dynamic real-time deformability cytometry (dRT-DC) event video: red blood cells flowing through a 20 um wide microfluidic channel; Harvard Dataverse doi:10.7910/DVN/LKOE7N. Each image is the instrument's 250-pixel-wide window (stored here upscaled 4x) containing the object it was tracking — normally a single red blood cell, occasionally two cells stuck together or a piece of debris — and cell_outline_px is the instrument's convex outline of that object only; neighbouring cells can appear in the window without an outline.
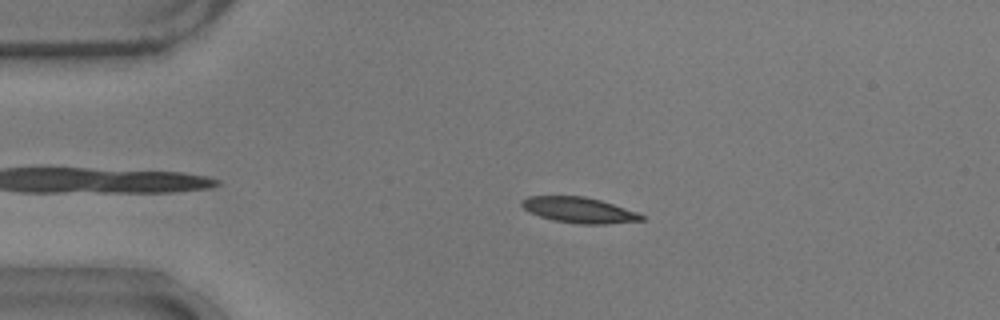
{"species": "common noctule bat (a hibernating species)", "species_latin": "Nyctalus noctula", "temperature_condition": "warm", "stored_images_in_passage": 48, "camera_frame_rate_fps": 3000, "um_per_image_px": 0.085, "animal": {"sex": "male", "body_mass_g": 17.9}, "frame": {"image": 1, "passage_image": 11, "time_ms": 3.333, "image_size_px": [1000, 320], "cell_outline_px": [[644, 220], [608, 224], [580, 224], [556, 220], [540, 216], [528, 212], [520, 204], [520, 200], [528, 196], [584, 196], [600, 200], [636, 212], [644, 216]], "centroid_in_image_um": [49.19, 17.85], "position_along_channel_um": 35.8, "area_um2": 17.74}}
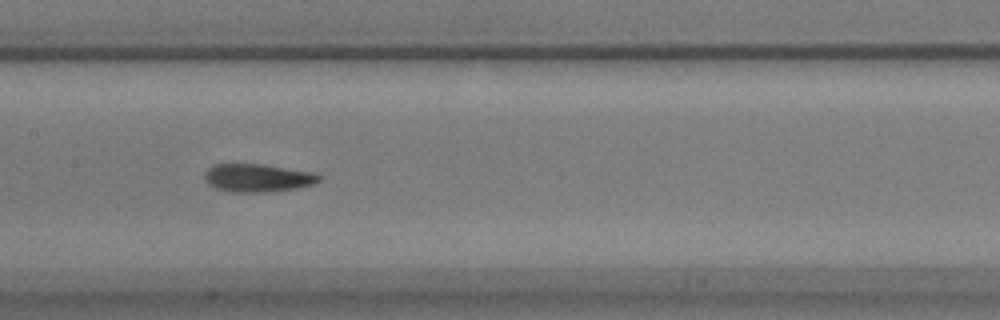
{"frame": {"image": 2, "passage_image": 26, "time_ms": 8.333, "image_size_px": [1000, 320], "cell_outline_px": [[320, 180], [312, 184], [296, 188], [268, 192], [232, 192], [216, 188], [208, 184], [204, 180], [204, 172], [212, 164], [264, 164], [308, 172], [320, 176]], "centroid_in_image_um": [21.81, 15.12], "position_along_channel_um": 185.6, "area_um2": 18.55}}
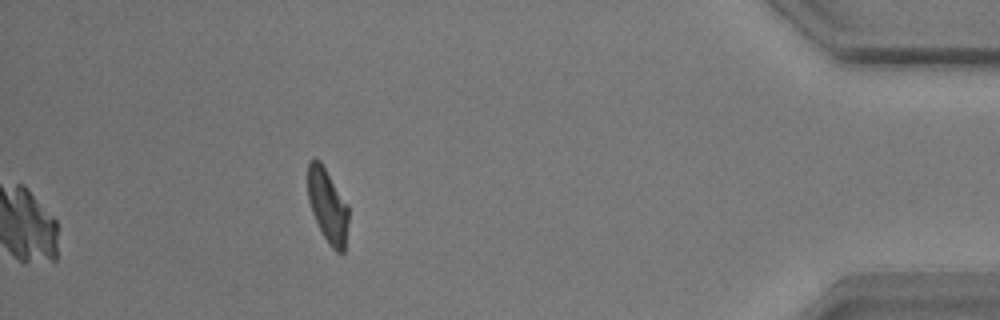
{"frame": {"image": 3, "passage_image": 48, "time_ms": 15.667, "image_size_px": [1000, 320], "cell_outline_px": [[348, 224], [344, 252], [336, 252], [328, 244], [312, 212], [308, 200], [308, 160], [320, 160], [348, 204]], "centroid_in_image_um": [27.86, 17.48], "position_along_channel_um": 407.3, "area_um2": 17.4}, "authors_computed_cell_mechanics": {"area_um2": 18.1492, "velocity_mm_per_s": 3.7291, "shape_relaxation_time_tau1_ms": 6.9627, "shape_relaxation_time_tau2_ms": 2.8597, "deformation_change_tau1": 0.205, "deformation_change_tau2": 0.1086}}